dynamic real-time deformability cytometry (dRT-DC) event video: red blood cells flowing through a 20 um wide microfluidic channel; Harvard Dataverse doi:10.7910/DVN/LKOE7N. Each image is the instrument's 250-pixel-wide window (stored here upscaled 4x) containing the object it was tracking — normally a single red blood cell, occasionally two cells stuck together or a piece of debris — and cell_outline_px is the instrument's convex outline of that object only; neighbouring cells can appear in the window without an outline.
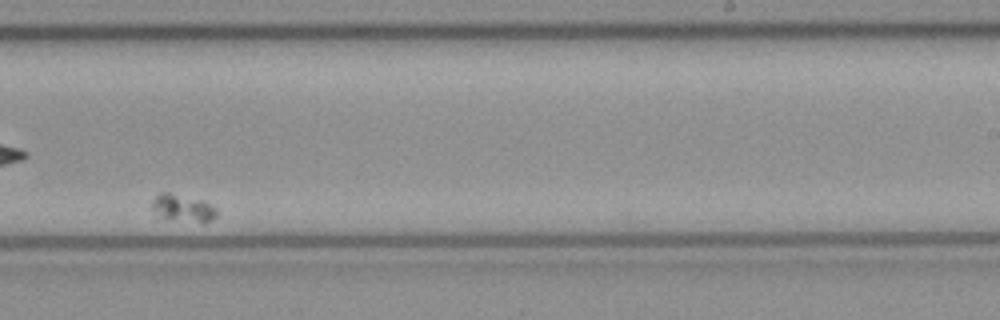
{"species": "common noctule bat (a hibernating species)", "species_latin": "Nyctalus noctula", "temperature_condition": "cold", "stored_images_in_passage": 45, "camera_frame_rate_fps": 3000, "um_per_image_px": 0.085, "animal": {"sex": "female", "body_mass_g": 21.9}, "frame": {"image": 1, "passage_image": 31, "time_ms": 10.0, "image_size_px": [1000, 320], "cell_outline_px": [[216, 216], [212, 220], [204, 224], [156, 216], [152, 208], [152, 200], [160, 192], [172, 192], [204, 200], [216, 208]], "centroid_in_image_um": [15.55, 17.68], "position_along_channel_um": 273.4, "area_um2": 10.58}}
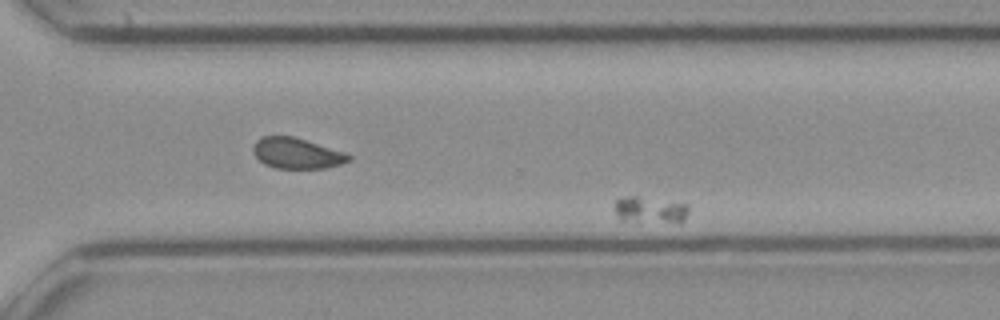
{"frame": {"image": 2, "passage_image": 35, "time_ms": 11.333, "image_size_px": [1000, 320], "cell_outline_px": [[688, 212], [684, 220], [620, 220], [616, 216], [616, 200], [628, 196], [640, 196], [688, 204]], "centroid_in_image_um": [55.23, 17.78], "position_along_channel_um": 315.4, "area_um2": 10.75}}
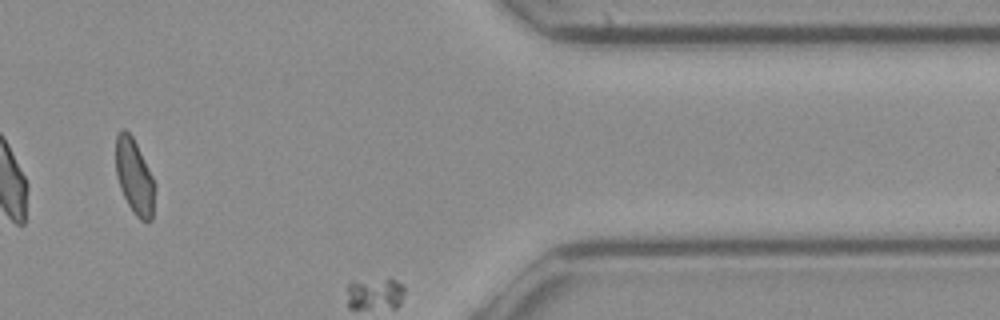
{"frame": {"image": 3, "passage_image": 42, "time_ms": 13.667, "image_size_px": [1000, 320], "cell_outline_px": [[156, 188], [152, 220], [148, 224], [140, 220], [136, 216], [128, 204], [120, 188], [116, 176], [116, 136], [120, 128], [124, 128], [132, 136], [156, 184]], "centroid_in_image_um": [11.44, 15.06], "position_along_channel_um": 400.0, "area_um2": 17.28}}